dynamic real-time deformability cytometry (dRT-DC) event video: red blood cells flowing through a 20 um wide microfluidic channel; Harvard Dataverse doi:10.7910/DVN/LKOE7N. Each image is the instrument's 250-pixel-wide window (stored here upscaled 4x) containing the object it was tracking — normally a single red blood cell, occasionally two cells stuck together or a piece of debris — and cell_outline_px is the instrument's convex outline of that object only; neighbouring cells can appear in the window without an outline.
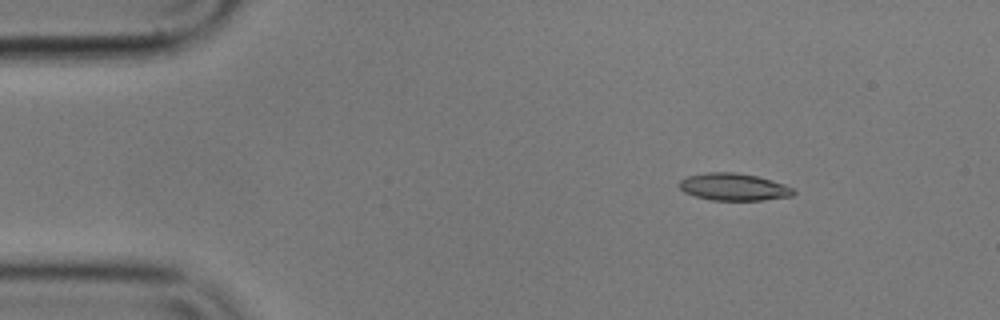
{"species": "common noctule bat (a hibernating species)", "species_latin": "Nyctalus noctula", "temperature_condition": "cold", "stored_images_in_passage": 20, "camera_frame_rate_fps": 3000, "um_per_image_px": 0.085, "animal": {"sex": "male", "body_mass_g": 17.9}, "frame": {"image": 1, "passage_image": 1, "time_ms": 0.0, "image_size_px": [1000, 320], "cell_outline_px": [[796, 192], [792, 196], [764, 200], [712, 200], [696, 196], [684, 192], [680, 188], [680, 180], [688, 176], [708, 172], [736, 172], [756, 176], [772, 180], [784, 184], [792, 188]], "centroid_in_image_um": [62.39, 15.89], "position_along_channel_um": 22.6, "area_um2": 18.03}}
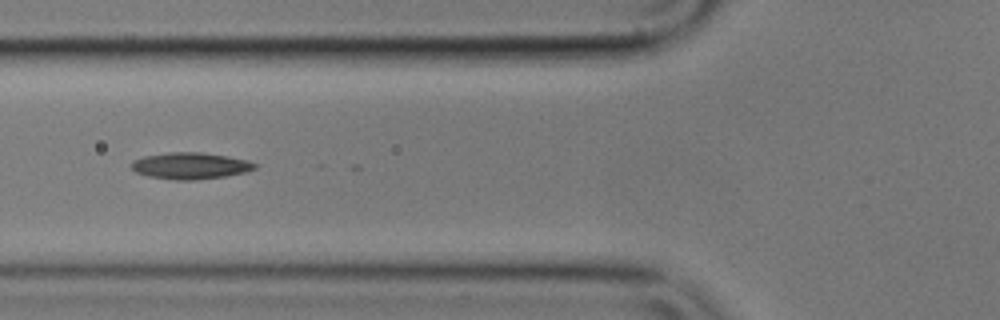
{"frame": {"image": 2, "passage_image": 14, "time_ms": 4.333, "image_size_px": [1000, 320], "cell_outline_px": [[256, 168], [244, 172], [224, 176], [196, 180], [176, 180], [148, 176], [136, 172], [128, 164], [132, 160], [144, 156], [168, 152], [200, 152], [228, 156], [248, 160], [256, 164]], "centroid_in_image_um": [16.14, 14.08], "position_along_channel_um": 109.7, "area_um2": 19.13}}
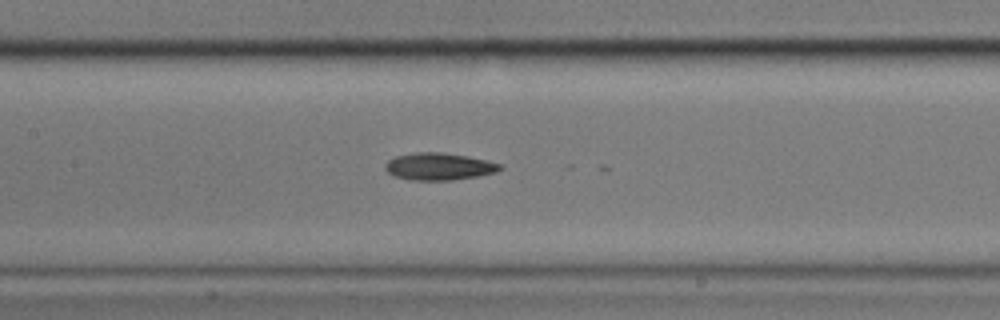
{"frame": {"image": 3, "passage_image": 19, "time_ms": 6.0, "image_size_px": [1000, 320], "cell_outline_px": [[504, 168], [496, 172], [480, 176], [452, 180], [412, 180], [396, 176], [388, 172], [384, 168], [384, 164], [388, 160], [396, 156], [416, 152], [440, 152], [468, 156], [504, 164]], "centroid_in_image_um": [37.36, 14.15], "position_along_channel_um": 170.0, "area_um2": 18.32}}